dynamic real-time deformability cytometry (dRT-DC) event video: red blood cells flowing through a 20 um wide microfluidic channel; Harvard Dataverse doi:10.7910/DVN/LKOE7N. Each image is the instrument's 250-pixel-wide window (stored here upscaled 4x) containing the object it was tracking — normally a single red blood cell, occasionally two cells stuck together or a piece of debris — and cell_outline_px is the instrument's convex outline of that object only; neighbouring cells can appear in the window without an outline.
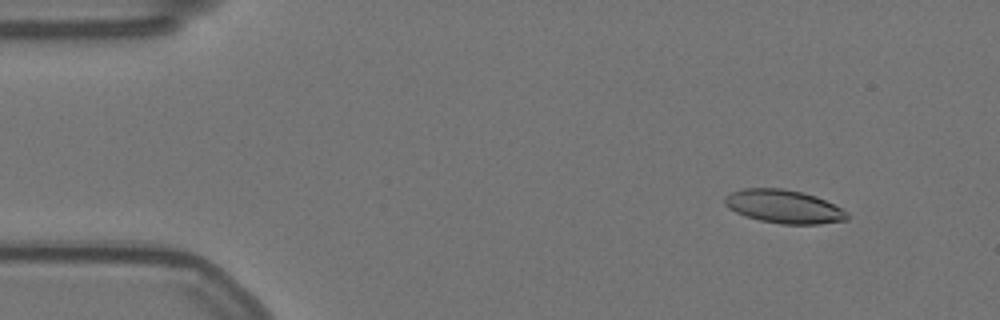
{"species": "Egyptian fruit bat (a non-hibernating species)", "species_latin": "Rousettus aegyptiacus", "temperature_condition": "warm", "stored_images_in_passage": 57, "camera_frame_rate_fps": 3000, "um_per_image_px": 0.085, "animal": {"sex": "female"}, "frame": {"image": 1, "passage_image": 6, "time_ms": 1.667, "image_size_px": [1000, 320], "cell_outline_px": [[848, 220], [820, 224], [780, 224], [760, 220], [744, 216], [728, 208], [724, 204], [724, 196], [732, 192], [744, 188], [784, 188], [816, 196], [848, 212]], "centroid_in_image_um": [66.6, 17.56], "position_along_channel_um": 18.4, "area_um2": 23.81}}
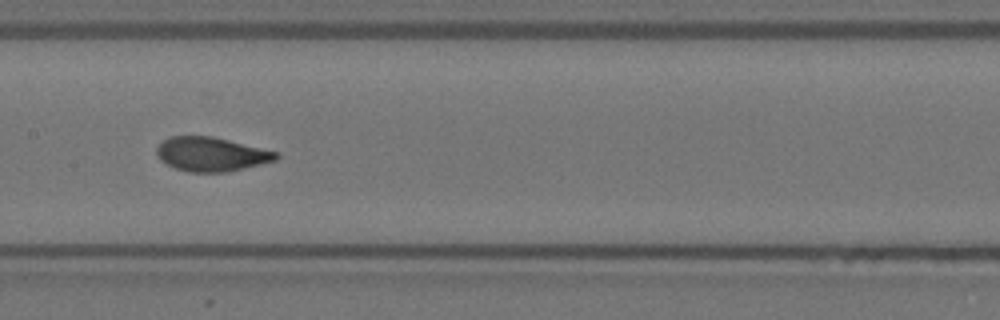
{"frame": {"image": 2, "passage_image": 28, "time_ms": 9.0, "image_size_px": [1000, 320], "cell_outline_px": [[280, 156], [276, 160], [244, 168], [224, 172], [188, 172], [176, 168], [160, 160], [156, 152], [156, 148], [168, 136], [212, 136], [280, 152]], "centroid_in_image_um": [17.97, 13.1], "position_along_channel_um": 189.4, "area_um2": 23.7}}
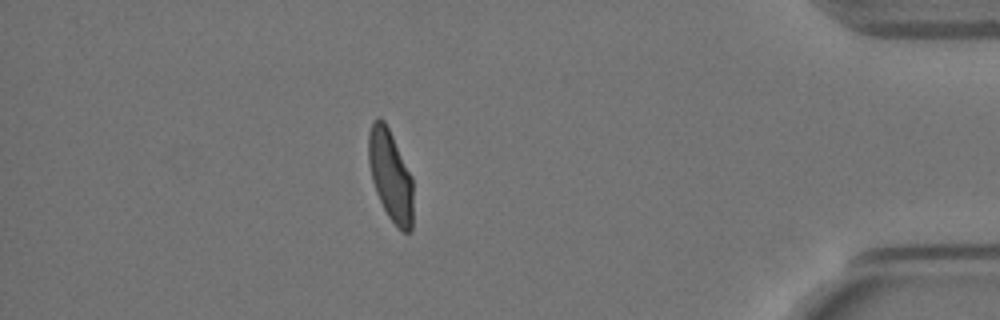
{"frame": {"image": 3, "passage_image": 50, "time_ms": 16.333, "image_size_px": [1000, 320], "cell_outline_px": [[412, 232], [400, 232], [388, 216], [376, 192], [372, 180], [368, 164], [368, 132], [372, 120], [376, 116], [380, 116], [384, 120], [412, 176]], "centroid_in_image_um": [33.17, 14.9], "position_along_channel_um": 402.0, "area_um2": 23.81}, "authors_computed_cell_mechanics": {"area_um2": 23.8136, "velocity_mm_per_s": 3.5128, "shape_relaxation_time_tau1_ms": 3.6069, "shape_relaxation_time_tau2_ms": 0.8832, "deformation_change_tau1": 0.154, "deformation_change_tau2": 0.0577}}